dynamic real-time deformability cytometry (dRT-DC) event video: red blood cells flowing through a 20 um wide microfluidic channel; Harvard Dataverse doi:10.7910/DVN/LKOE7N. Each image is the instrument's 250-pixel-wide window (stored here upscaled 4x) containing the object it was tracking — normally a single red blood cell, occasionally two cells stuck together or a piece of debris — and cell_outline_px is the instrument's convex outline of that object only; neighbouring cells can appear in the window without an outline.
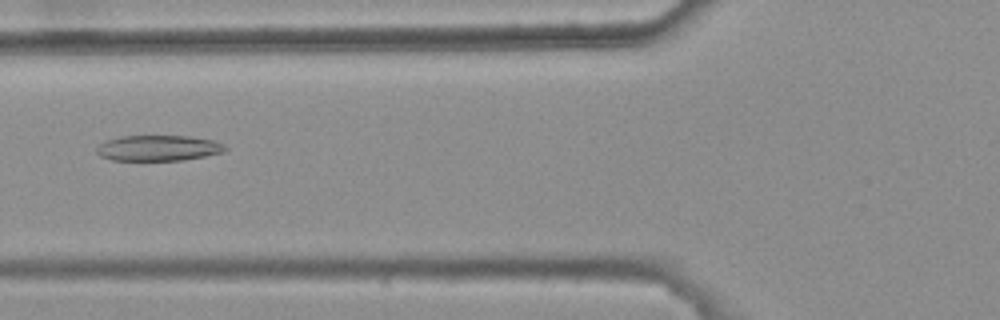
{"species": "common noctule bat (a hibernating species)", "species_latin": "Nyctalus noctula", "temperature_condition": "warm", "stored_images_in_passage": 9, "camera_frame_rate_fps": 3000, "um_per_image_px": 0.085, "animal": {"sex": "female", "body_mass_g": 25.1}, "frame": {"image": 1, "passage_image": 6, "time_ms": 1.667, "image_size_px": [1000, 320], "cell_outline_px": [[228, 148], [224, 152], [204, 156], [180, 160], [112, 160], [100, 156], [96, 152], [96, 148], [104, 140], [120, 136], [192, 136], [216, 140], [224, 144]], "centroid_in_image_um": [13.47, 12.57], "position_along_channel_um": 112.3, "area_um2": 19.36}}
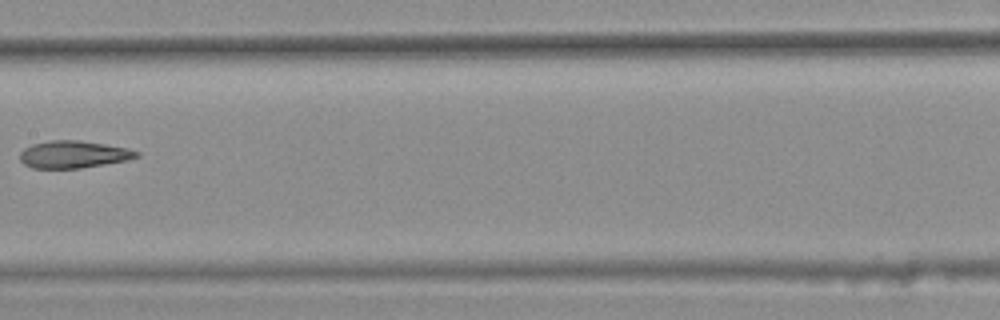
{"frame": {"image": 2, "passage_image": 8, "time_ms": 2.333, "image_size_px": [1000, 320], "cell_outline_px": [[140, 156], [128, 160], [80, 168], [32, 168], [24, 164], [20, 160], [20, 152], [24, 148], [32, 144], [52, 140], [80, 140], [128, 148], [140, 152]], "centroid_in_image_um": [6.25, 13.12], "position_along_channel_um": 201.1, "area_um2": 18.55}}
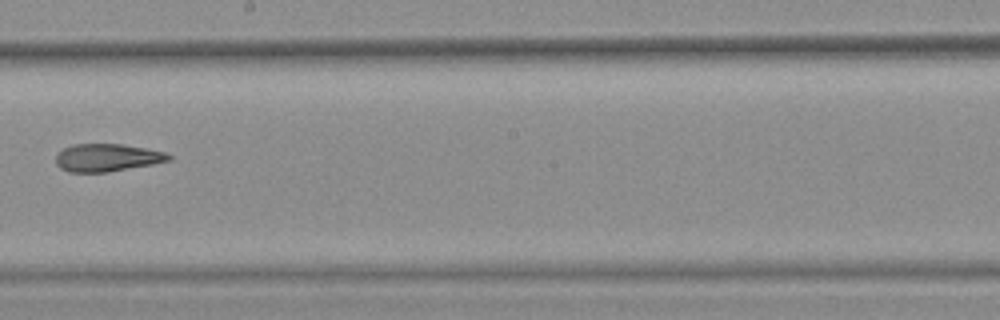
{"frame": {"image": 3, "passage_image": 9, "time_ms": 2.667, "image_size_px": [1000, 320], "cell_outline_px": [[172, 160], [152, 164], [108, 172], [68, 172], [60, 168], [56, 164], [56, 156], [64, 148], [72, 144], [120, 144], [144, 148], [164, 152], [172, 156]], "centroid_in_image_um": [9.09, 13.4], "position_along_channel_um": 239.1, "area_um2": 18.09}}